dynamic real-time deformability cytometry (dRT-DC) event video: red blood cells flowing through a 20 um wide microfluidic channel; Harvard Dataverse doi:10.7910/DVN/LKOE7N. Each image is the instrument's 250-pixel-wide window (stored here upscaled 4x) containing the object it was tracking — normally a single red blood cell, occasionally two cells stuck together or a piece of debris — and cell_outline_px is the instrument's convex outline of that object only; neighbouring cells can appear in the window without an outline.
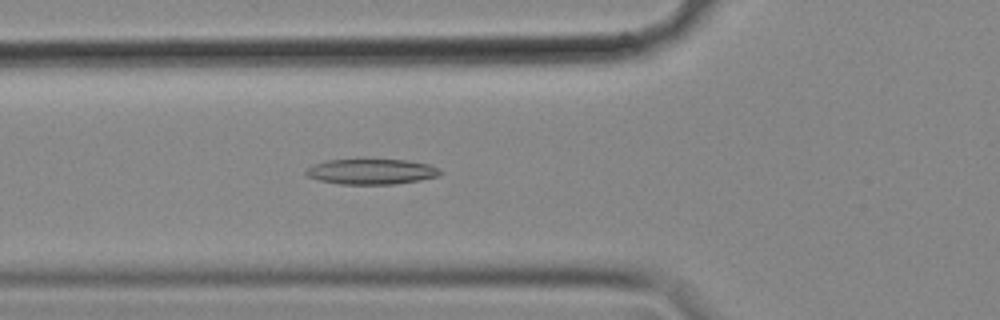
{"species": "common noctule bat (a hibernating species)", "species_latin": "Nyctalus noctula", "temperature_condition": "cold", "stored_images_in_passage": 56, "camera_frame_rate_fps": 3000, "um_per_image_px": 0.085, "animal": {"sex": "female", "body_mass_g": 18.4}, "frame": {"image": 1, "passage_image": 20, "time_ms": 6.333, "image_size_px": [1000, 320], "cell_outline_px": [[444, 172], [440, 176], [420, 180], [392, 184], [340, 184], [320, 180], [308, 176], [304, 172], [308, 168], [316, 164], [328, 160], [364, 156], [408, 160], [428, 164], [440, 168]], "centroid_in_image_um": [31.62, 14.53], "position_along_channel_um": 94.2, "area_um2": 20.87}}
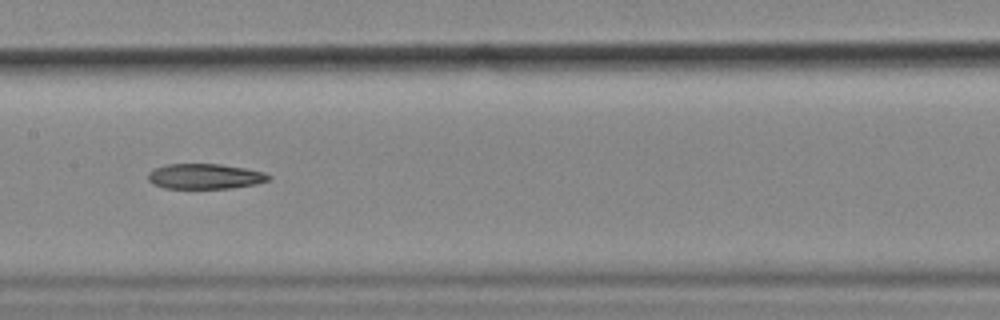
{"frame": {"image": 2, "passage_image": 28, "time_ms": 9.0, "image_size_px": [1000, 320], "cell_outline_px": [[272, 176], [268, 180], [256, 184], [232, 188], [164, 188], [152, 184], [148, 180], [148, 172], [156, 168], [168, 164], [220, 164], [244, 168], [264, 172]], "centroid_in_image_um": [17.41, 14.99], "position_along_channel_um": 190.0, "area_um2": 17.69}}
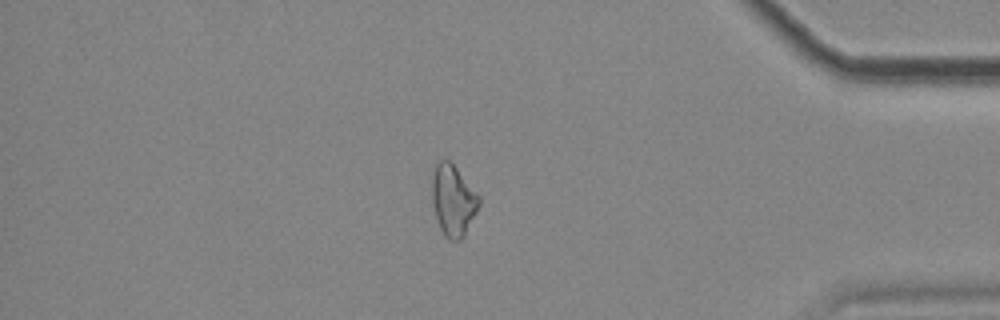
{"frame": {"image": 3, "passage_image": 48, "time_ms": 15.667, "image_size_px": [1000, 320], "cell_outline_px": [[480, 204], [464, 236], [460, 240], [448, 240], [444, 236], [440, 228], [432, 204], [432, 176], [436, 164], [440, 160], [448, 160], [456, 168], [480, 196]], "centroid_in_image_um": [38.51, 17.05], "position_along_channel_um": 396.7, "area_um2": 19.31}}